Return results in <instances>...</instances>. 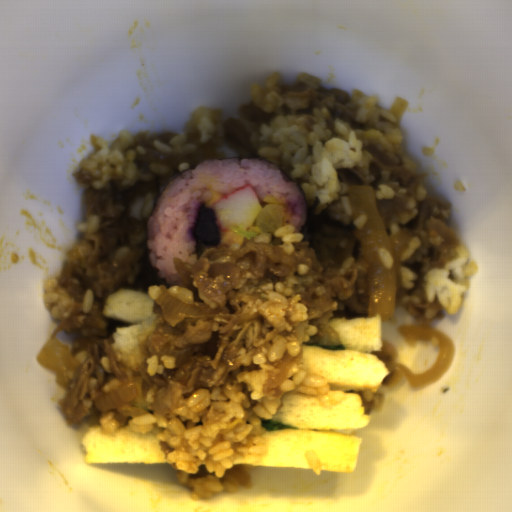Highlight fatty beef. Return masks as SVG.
<instances>
[{
	"mask_svg": "<svg viewBox=\"0 0 512 512\" xmlns=\"http://www.w3.org/2000/svg\"><path fill=\"white\" fill-rule=\"evenodd\" d=\"M73 176L85 190L87 220L98 215L99 227L83 232L79 246L66 259L58 282L75 305L50 335L52 339L60 333L80 334L71 352L79 365L58 404L71 426L90 415L96 400L128 381H134L138 390L131 400L133 407L160 412L170 422L176 407L200 389L227 387L239 373L258 370L254 357L270 341L284 338L301 344L307 326L316 325L312 344H340L339 334L328 323L333 312L368 314V269L359 248L361 240L354 233L358 229L339 225L324 210L312 212L299 232L301 241L292 243L291 255L278 247L284 243L275 236L269 243L249 240L237 250L204 249L189 270L196 290L193 305L204 303L230 312L210 318L164 315L147 339L146 359L157 355L164 343L178 349L192 346V357L181 367L152 377L146 372V359L136 370H124L110 341L103 303L122 283H134L145 253L146 223L128 215L130 205L148 192L157 198L172 172L122 190L113 180L93 188L94 178L84 169ZM301 263L310 268L300 276L296 267ZM281 281L301 295L309 310L307 320L289 332L275 331L259 312L268 297L263 284ZM89 289L94 292L93 308L79 324L83 294ZM105 356L110 358L111 374L100 366Z\"/></svg>",
	"mask_w": 512,
	"mask_h": 512,
	"instance_id": "8fa450e3",
	"label": "fatty beef"
},
{
	"mask_svg": "<svg viewBox=\"0 0 512 512\" xmlns=\"http://www.w3.org/2000/svg\"><path fill=\"white\" fill-rule=\"evenodd\" d=\"M452 205L436 196H427L421 202L417 216L406 224L420 244L401 265L413 271L416 279L412 289L400 286L394 306H403L418 324L425 326L439 322L445 316L438 299L431 302L426 298L423 279L432 269L443 270L448 262L456 258V249L460 248L457 236L448 226Z\"/></svg>",
	"mask_w": 512,
	"mask_h": 512,
	"instance_id": "1bbc456c",
	"label": "fatty beef"
},
{
	"mask_svg": "<svg viewBox=\"0 0 512 512\" xmlns=\"http://www.w3.org/2000/svg\"><path fill=\"white\" fill-rule=\"evenodd\" d=\"M372 155L368 168L375 179L367 181L362 168H337V178L344 182L347 188L354 186H375L378 183L389 184L394 190L390 200L374 199L383 223H398L406 219L408 203L414 193V187L427 174L408 171L396 163L375 145L363 148Z\"/></svg>",
	"mask_w": 512,
	"mask_h": 512,
	"instance_id": "5ad873be",
	"label": "fatty beef"
},
{
	"mask_svg": "<svg viewBox=\"0 0 512 512\" xmlns=\"http://www.w3.org/2000/svg\"><path fill=\"white\" fill-rule=\"evenodd\" d=\"M283 93L295 97H307L311 100L313 109L325 108L330 118H339L355 126V114L358 108L349 93L339 88L327 89L321 87V78L308 73H300L295 85H285Z\"/></svg>",
	"mask_w": 512,
	"mask_h": 512,
	"instance_id": "51303b74",
	"label": "fatty beef"
},
{
	"mask_svg": "<svg viewBox=\"0 0 512 512\" xmlns=\"http://www.w3.org/2000/svg\"><path fill=\"white\" fill-rule=\"evenodd\" d=\"M303 351L300 348L296 356H288L285 352L277 361L266 363L271 366L272 370L267 373V380L263 386L262 392L267 398L283 397L285 390H281L280 386L288 377V372L293 365L300 364Z\"/></svg>",
	"mask_w": 512,
	"mask_h": 512,
	"instance_id": "2513f850",
	"label": "fatty beef"
},
{
	"mask_svg": "<svg viewBox=\"0 0 512 512\" xmlns=\"http://www.w3.org/2000/svg\"><path fill=\"white\" fill-rule=\"evenodd\" d=\"M224 140L226 144L243 156H258L257 147L250 141L243 122L236 118L228 117L224 124Z\"/></svg>",
	"mask_w": 512,
	"mask_h": 512,
	"instance_id": "7934fd38",
	"label": "fatty beef"
},
{
	"mask_svg": "<svg viewBox=\"0 0 512 512\" xmlns=\"http://www.w3.org/2000/svg\"><path fill=\"white\" fill-rule=\"evenodd\" d=\"M241 117L254 123H270L278 114L267 112L260 109L252 100L247 105H241L239 108Z\"/></svg>",
	"mask_w": 512,
	"mask_h": 512,
	"instance_id": "6575b59f",
	"label": "fatty beef"
},
{
	"mask_svg": "<svg viewBox=\"0 0 512 512\" xmlns=\"http://www.w3.org/2000/svg\"><path fill=\"white\" fill-rule=\"evenodd\" d=\"M177 136H180L179 134L168 132L166 134H159V133H151L150 131H143L141 133L136 134L132 137L133 143L136 146H144L146 150L152 149L156 150L154 145V140H159L162 142H170L172 139L176 138ZM157 151V150H156Z\"/></svg>",
	"mask_w": 512,
	"mask_h": 512,
	"instance_id": "f438e4f6",
	"label": "fatty beef"
},
{
	"mask_svg": "<svg viewBox=\"0 0 512 512\" xmlns=\"http://www.w3.org/2000/svg\"><path fill=\"white\" fill-rule=\"evenodd\" d=\"M362 406H364L365 414L370 413L374 409H379L382 405L384 395L381 392H371L369 390L359 391Z\"/></svg>",
	"mask_w": 512,
	"mask_h": 512,
	"instance_id": "90047fb2",
	"label": "fatty beef"
}]
</instances>
